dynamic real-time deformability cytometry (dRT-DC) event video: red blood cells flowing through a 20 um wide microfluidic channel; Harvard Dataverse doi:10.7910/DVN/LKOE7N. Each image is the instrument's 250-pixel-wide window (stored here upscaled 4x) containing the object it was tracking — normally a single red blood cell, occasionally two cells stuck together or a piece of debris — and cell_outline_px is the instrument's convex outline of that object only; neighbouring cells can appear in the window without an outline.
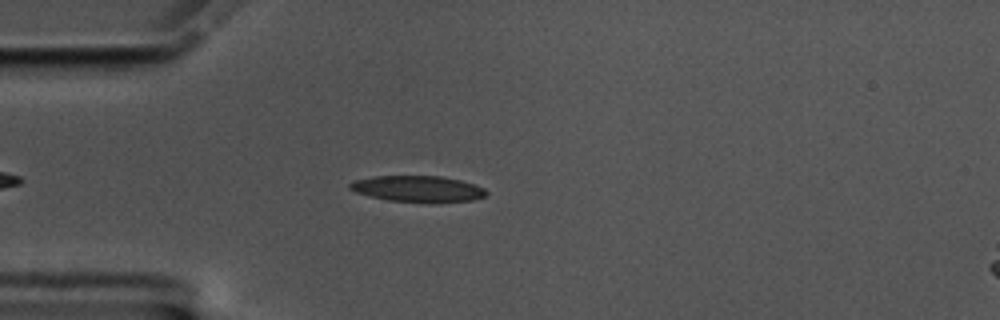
{"species": "common noctule bat (a hibernating species)", "species_latin": "Nyctalus noctula", "temperature_condition": "cold", "stored_images_in_passage": 50, "camera_frame_rate_fps": 3000, "um_per_image_px": 0.085, "animal": {"sex": "male", "body_mass_g": 17.5, "forearm_length_mm": 52.3}, "frame": {"image": 1, "passage_image": 8, "time_ms": 2.333, "image_size_px": [1000, 320], "cell_outline_px": [[488, 192], [484, 196], [472, 200], [440, 204], [432, 204], [388, 200], [356, 192], [348, 188], [348, 184], [356, 180], [376, 176], [440, 176], [460, 180], [484, 188]], "centroid_in_image_um": [35.55, 16.08], "position_along_channel_um": 49.4, "area_um2": 21.04}}
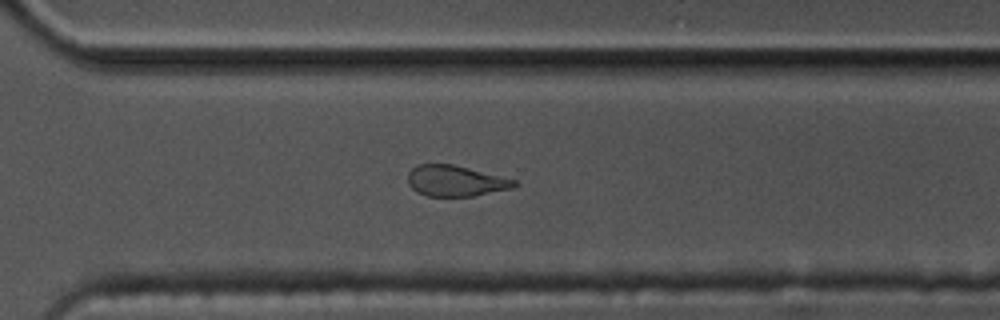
{"frame": {"image": 2, "passage_image": 33, "time_ms": 10.667, "image_size_px": [1000, 320], "cell_outline_px": [[520, 184], [512, 188], [472, 196], [428, 196], [416, 192], [408, 184], [408, 172], [416, 164], [452, 164], [516, 180]], "centroid_in_image_um": [38.69, 15.37], "position_along_channel_um": 331.9, "area_um2": 19.07}}
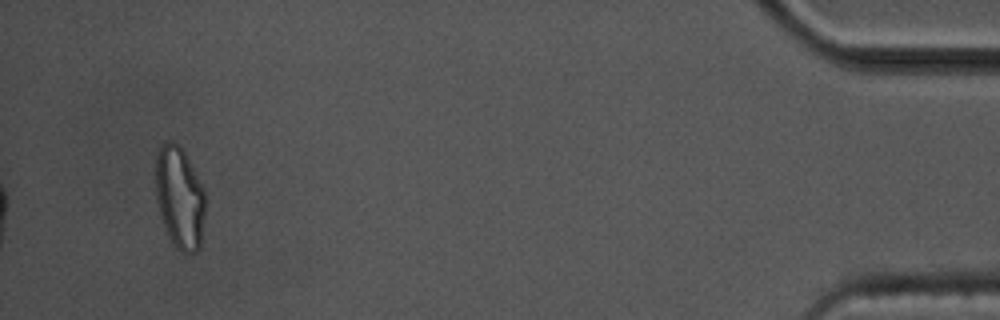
{"frame": {"image": 3, "passage_image": 47, "time_ms": 15.333, "image_size_px": [1000, 320], "cell_outline_px": [[204, 212], [200, 248], [196, 252], [180, 252], [176, 248], [168, 236], [160, 212], [156, 196], [156, 152], [160, 144], [164, 140], [172, 140], [184, 152], [204, 188]], "centroid_in_image_um": [15.25, 16.77], "position_along_channel_um": 419.9, "area_um2": 29.36}, "authors_computed_cell_mechanics": {"area_um2": 20.6057, "velocity_mm_per_s": 3.528, "shape_relaxation_time_tau1_ms": 5.4047, "shape_relaxation_time_tau2_ms": 2.6866, "deformation_change_tau1": 0.1648, "deformation_change_tau2": 0.1079}}